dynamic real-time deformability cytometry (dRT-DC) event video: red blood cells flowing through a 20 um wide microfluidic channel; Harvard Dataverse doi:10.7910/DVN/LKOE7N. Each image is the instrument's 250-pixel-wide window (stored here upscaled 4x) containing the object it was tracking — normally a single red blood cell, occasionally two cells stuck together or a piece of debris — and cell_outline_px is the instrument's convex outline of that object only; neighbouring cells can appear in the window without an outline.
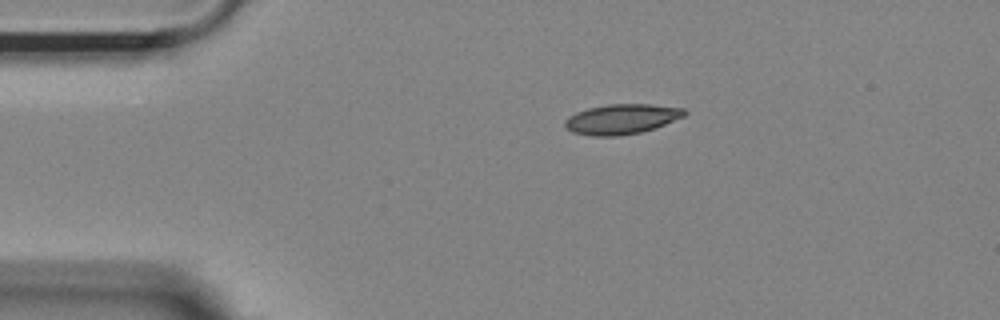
{"species": "Egyptian fruit bat (a non-hibernating species)", "species_latin": "Rousettus aegyptiacus", "temperature_condition": "room temperature", "stored_images_in_passage": 39, "camera_frame_rate_fps": 3000, "um_per_image_px": 0.085, "animal": {"sex": "female"}, "frame": {"image": 1, "passage_image": 1, "time_ms": 0.0, "image_size_px": [1000, 320], "cell_outline_px": [[688, 112], [684, 116], [656, 128], [640, 132], [620, 136], [592, 136], [572, 132], [564, 124], [564, 120], [568, 116], [576, 112], [588, 108], [608, 104], [652, 104], [684, 108]], "centroid_in_image_um": [52.85, 10.12], "position_along_channel_um": 32.2, "area_um2": 21.04}}
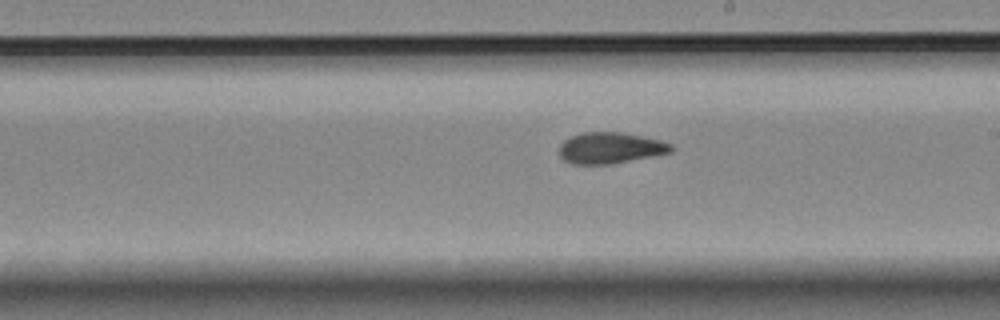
{"frame": {"image": 2, "passage_image": 21, "time_ms": 6.667, "image_size_px": [1000, 320], "cell_outline_px": [[676, 148], [672, 152], [612, 164], [572, 164], [564, 160], [560, 156], [560, 144], [564, 140], [572, 136], [584, 132], [620, 132], [660, 140], [672, 144]], "centroid_in_image_um": [51.89, 12.58], "position_along_channel_um": 237.1, "area_um2": 20.29}}
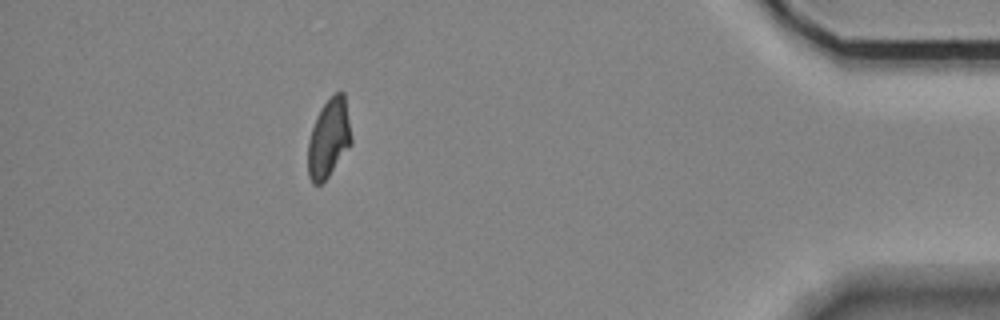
{"frame": {"image": 3, "passage_image": 39, "time_ms": 12.667, "image_size_px": [1000, 320], "cell_outline_px": [[352, 144], [328, 176], [320, 184], [312, 184], [308, 176], [308, 140], [316, 116], [320, 108], [336, 92], [344, 92], [352, 136]], "centroid_in_image_um": [27.95, 11.76], "position_along_channel_um": 407.3, "area_um2": 19.88}, "authors_computed_cell_mechanics": {"area_um2": 20.4612, "velocity_mm_per_s": 3.6886, "shape_relaxation_time_tau1_ms": null, "shape_relaxation_time_tau2_ms": 1.9759, "deformation_change_tau1": null, "deformation_change_tau2": 0.0572}}